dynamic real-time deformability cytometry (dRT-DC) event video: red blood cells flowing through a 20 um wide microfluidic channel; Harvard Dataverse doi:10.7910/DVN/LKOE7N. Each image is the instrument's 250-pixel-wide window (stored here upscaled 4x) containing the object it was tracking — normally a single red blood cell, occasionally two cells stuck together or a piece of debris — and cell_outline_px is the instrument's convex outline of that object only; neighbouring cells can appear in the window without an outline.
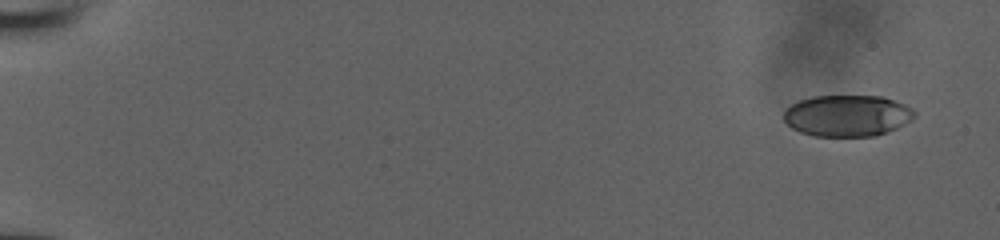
{"species": "human", "species_latin": "Homo sapiens", "temperature_condition": "room temperature", "stored_images_in_passage": 50, "camera_frame_rate_fps": 3000, "um_per_image_px": 0.085, "donor": {"sex": "male"}, "frame": {"image": 1, "passage_image": 1, "time_ms": 0.0, "image_size_px": [1000, 240], "cell_outline_px": [[916, 116], [912, 120], [888, 132], [876, 136], [812, 136], [800, 132], [792, 128], [784, 120], [784, 112], [792, 104], [800, 100], [812, 96], [884, 96], [904, 104], [912, 108], [916, 112]], "centroid_in_image_um": [72.04, 9.83], "position_along_channel_um": 13.0, "area_um2": 31.73}}
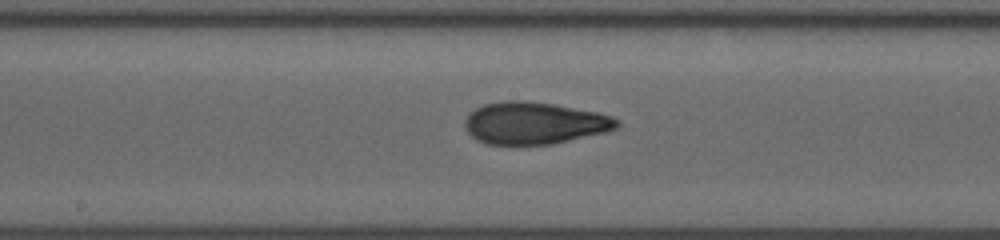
{"frame": {"image": 2, "passage_image": 28, "time_ms": 9.0, "image_size_px": [1000, 240], "cell_outline_px": [[620, 124], [616, 128], [608, 132], [552, 144], [488, 144], [476, 140], [468, 132], [464, 124], [464, 120], [476, 108], [484, 104], [500, 100], [524, 100], [552, 104], [600, 112], [612, 116], [620, 120]], "centroid_in_image_um": [45.46, 10.45], "position_along_channel_um": 202.7, "area_um2": 37.51}}
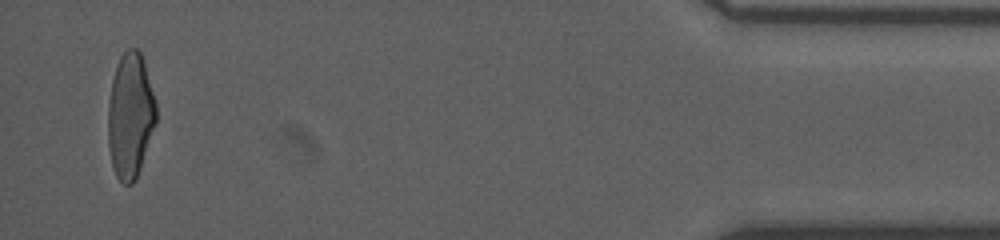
{"frame": {"image": 3, "passage_image": 49, "time_ms": 16.0, "image_size_px": [1000, 240], "cell_outline_px": [[156, 124], [140, 168], [132, 184], [124, 184], [116, 176], [112, 164], [108, 144], [108, 104], [112, 80], [116, 64], [120, 56], [128, 48], [136, 48], [140, 52], [144, 60], [156, 104]], "centroid_in_image_um": [11.07, 9.8], "position_along_channel_um": 424.1, "area_um2": 35.03}}